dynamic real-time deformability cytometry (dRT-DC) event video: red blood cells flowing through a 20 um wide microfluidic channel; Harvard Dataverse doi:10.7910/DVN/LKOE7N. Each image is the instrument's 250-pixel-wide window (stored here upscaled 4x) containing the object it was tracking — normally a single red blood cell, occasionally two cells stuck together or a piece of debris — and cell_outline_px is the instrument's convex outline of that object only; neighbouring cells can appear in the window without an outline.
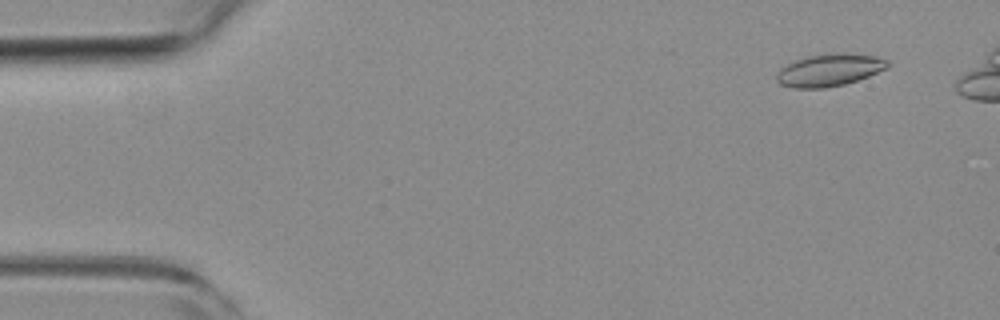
{"species": "common noctule bat (a hibernating species)", "species_latin": "Nyctalus noctula", "temperature_condition": "room temperature", "stored_images_in_passage": 47, "camera_frame_rate_fps": 3000, "um_per_image_px": 0.085, "animal": {"sex": "female", "body_mass_g": 19.3, "forearm_length_mm": 54.1}, "frame": {"image": 1, "passage_image": 4, "time_ms": 1.0, "image_size_px": [1000, 320], "cell_outline_px": [[888, 68], [868, 76], [844, 84], [824, 88], [796, 88], [780, 84], [776, 80], [776, 76], [780, 68], [796, 60], [808, 56], [828, 52], [848, 52], [876, 56], [888, 60]], "centroid_in_image_um": [70.51, 5.93], "position_along_channel_um": 14.5, "area_um2": 21.04}}
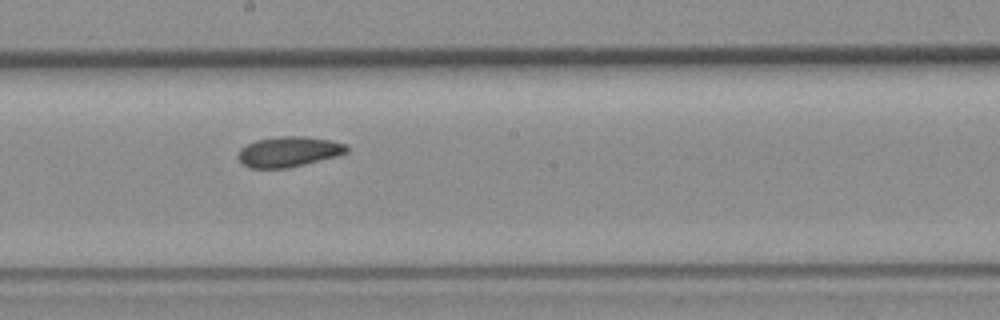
{"frame": {"image": 2, "passage_image": 29, "time_ms": 9.333, "image_size_px": [1000, 320], "cell_outline_px": [[348, 152], [336, 156], [288, 168], [252, 168], [244, 164], [236, 156], [240, 148], [256, 140], [280, 136], [304, 136], [332, 140], [348, 144]], "centroid_in_image_um": [24.56, 12.88], "position_along_channel_um": 223.6, "area_um2": 19.19}}
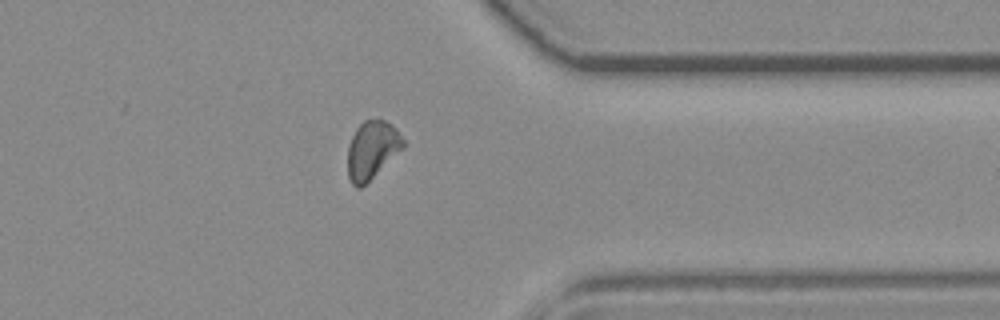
{"frame": {"image": 3, "passage_image": 42, "time_ms": 13.667, "image_size_px": [1000, 320], "cell_outline_px": [[404, 148], [360, 188], [356, 188], [352, 184], [348, 176], [348, 144], [356, 128], [364, 120], [384, 120], [392, 124], [396, 128], [404, 140]], "centroid_in_image_um": [31.62, 12.73], "position_along_channel_um": 379.8, "area_um2": 18.61}}